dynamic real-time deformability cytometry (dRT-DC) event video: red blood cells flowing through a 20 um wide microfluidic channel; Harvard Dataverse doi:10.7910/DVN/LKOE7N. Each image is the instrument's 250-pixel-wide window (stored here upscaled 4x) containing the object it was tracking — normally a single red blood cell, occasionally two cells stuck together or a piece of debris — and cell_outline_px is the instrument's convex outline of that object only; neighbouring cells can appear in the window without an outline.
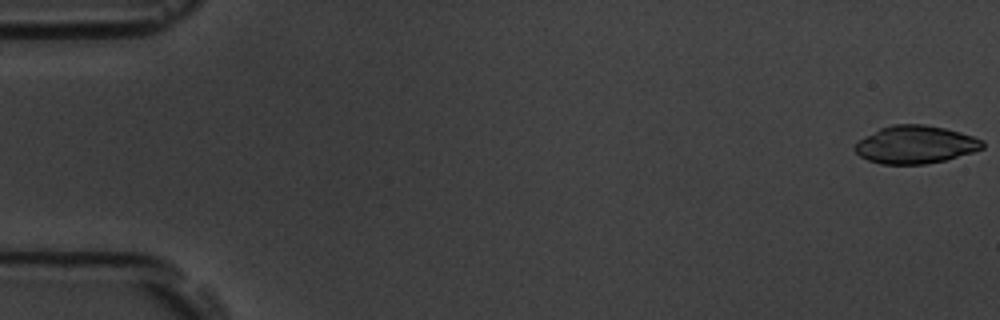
{"species": "common noctule bat (a hibernating species)", "species_latin": "Nyctalus noctula", "temperature_condition": "room temperature", "stored_images_in_passage": 54, "camera_frame_rate_fps": 3000, "um_per_image_px": 0.085, "animal": {"sex": "male", "body_mass_g": 19.5, "forearm_length_mm": 54.6}, "frame": {"image": 1, "passage_image": 1, "time_ms": 0.0, "image_size_px": [1000, 320], "cell_outline_px": [[984, 148], [972, 152], [944, 160], [924, 164], [880, 164], [868, 160], [860, 156], [852, 148], [864, 136], [880, 128], [892, 124], [924, 124], [944, 128], [960, 132], [984, 140]], "centroid_in_image_um": [77.79, 12.29], "position_along_channel_um": 7.2, "area_um2": 28.09}}